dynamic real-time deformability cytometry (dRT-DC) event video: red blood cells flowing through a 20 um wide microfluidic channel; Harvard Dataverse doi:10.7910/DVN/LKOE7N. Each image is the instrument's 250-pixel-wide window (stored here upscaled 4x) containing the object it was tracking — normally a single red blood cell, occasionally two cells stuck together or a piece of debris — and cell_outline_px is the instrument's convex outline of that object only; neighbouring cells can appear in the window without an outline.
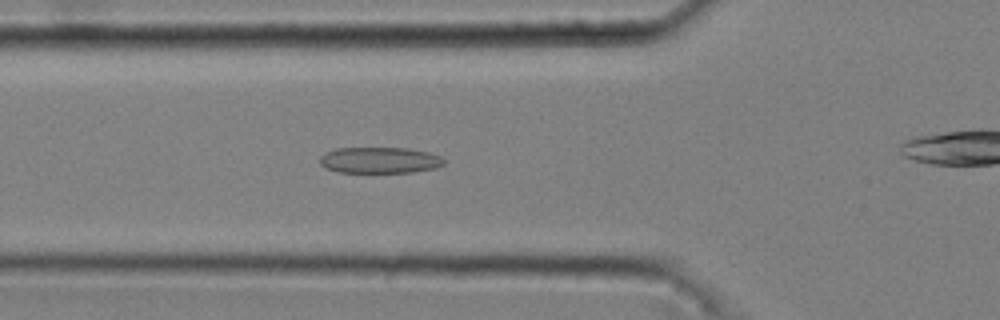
{"species": "common noctule bat (a hibernating species)", "species_latin": "Nyctalus noctula", "temperature_condition": "cold", "stored_images_in_passage": 45, "camera_frame_rate_fps": 3000, "um_per_image_px": 0.085, "animal": {"sex": "male", "body_mass_g": 20.4}, "frame": {"image": 1, "passage_image": 19, "time_ms": 6.0, "image_size_px": [1000, 320], "cell_outline_px": [[444, 164], [436, 168], [412, 172], [340, 172], [324, 168], [320, 164], [320, 156], [324, 152], [336, 148], [408, 148], [428, 152], [440, 156], [444, 160]], "centroid_in_image_um": [32.25, 13.61], "position_along_channel_um": 93.6, "area_um2": 18.96}}
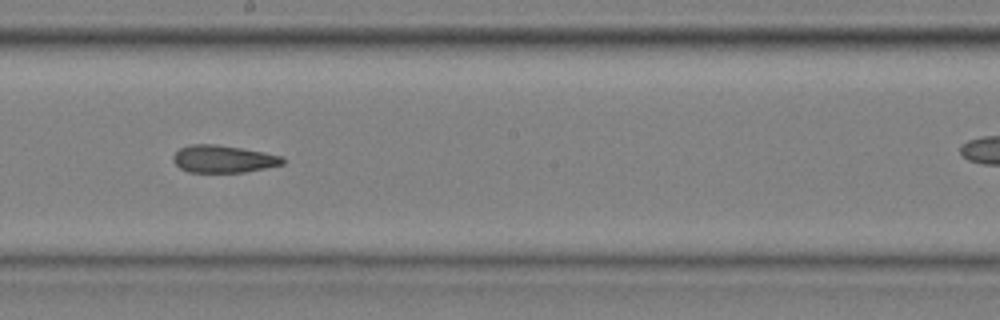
{"frame": {"image": 2, "passage_image": 30, "time_ms": 9.667, "image_size_px": [1000, 320], "cell_outline_px": [[284, 164], [244, 172], [188, 172], [180, 168], [172, 160], [172, 156], [180, 148], [192, 144], [216, 144], [264, 152], [284, 156]], "centroid_in_image_um": [18.98, 13.51], "position_along_channel_um": 229.2, "area_um2": 17.46}}
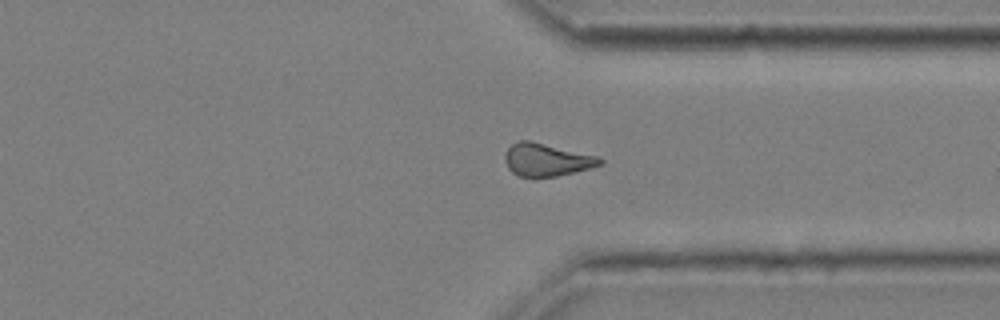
{"frame": {"image": 3, "passage_image": 41, "time_ms": 13.333, "image_size_px": [1000, 320], "cell_outline_px": [[604, 164], [592, 168], [556, 176], [536, 180], [532, 180], [516, 176], [508, 168], [504, 160], [504, 156], [508, 148], [512, 144], [520, 140], [528, 140], [600, 156], [604, 160]], "centroid_in_image_um": [46.47, 13.63], "position_along_channel_um": 364.9, "area_um2": 18.84}}